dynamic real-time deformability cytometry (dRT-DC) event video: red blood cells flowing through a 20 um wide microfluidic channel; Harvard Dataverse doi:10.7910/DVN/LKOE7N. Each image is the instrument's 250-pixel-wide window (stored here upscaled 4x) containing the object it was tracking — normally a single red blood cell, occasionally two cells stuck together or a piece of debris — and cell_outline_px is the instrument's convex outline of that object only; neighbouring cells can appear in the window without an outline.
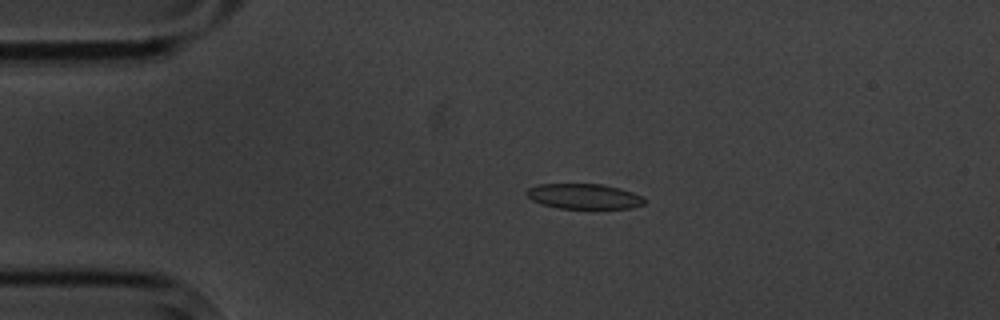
{"species": "common noctule bat (a hibernating species)", "species_latin": "Nyctalus noctula", "temperature_condition": "cold", "stored_images_in_passage": 4, "camera_frame_rate_fps": 3000, "um_per_image_px": 0.085, "animal": {"sex": "male", "body_mass_g": 20.1, "forearm_length_mm": 53.5}, "frame": {"image": 1, "passage_image": 3, "time_ms": 2.333, "image_size_px": [1000, 320], "cell_outline_px": [[644, 204], [632, 208], [560, 208], [544, 204], [532, 200], [524, 192], [528, 188], [540, 184], [600, 184], [620, 188], [644, 196]], "centroid_in_image_um": [49.65, 16.68], "position_along_channel_um": 35.3, "area_um2": 17.17}}